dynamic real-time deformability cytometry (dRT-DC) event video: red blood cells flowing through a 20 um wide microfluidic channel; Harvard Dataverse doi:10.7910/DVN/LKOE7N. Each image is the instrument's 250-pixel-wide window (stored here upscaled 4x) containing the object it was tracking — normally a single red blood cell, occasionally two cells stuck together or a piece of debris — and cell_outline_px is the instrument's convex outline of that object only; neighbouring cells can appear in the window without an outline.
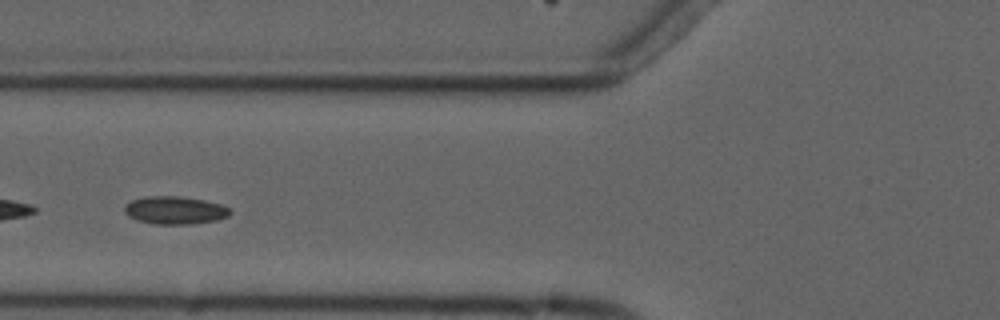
{"species": "common noctule bat (a hibernating species)", "species_latin": "Nyctalus noctula", "temperature_condition": "cold", "stored_images_in_passage": 6, "segment_of_instrument_passage": [2, 2], "camera_frame_rate_fps": 3000, "um_per_image_px": 0.085, "animal": {"sex": "male", "forearm_length_mm": 52.5}, "frame": {"image": 1, "passage_image": 5, "time_ms": 4.667, "image_size_px": [1000, 320], "cell_outline_px": [[232, 212], [228, 216], [216, 220], [192, 224], [152, 224], [136, 220], [128, 216], [124, 212], [124, 204], [132, 200], [144, 196], [176, 196], [204, 200], [220, 204], [228, 208]], "centroid_in_image_um": [14.82, 17.87], "position_along_channel_um": 111.0, "area_um2": 17.22}}
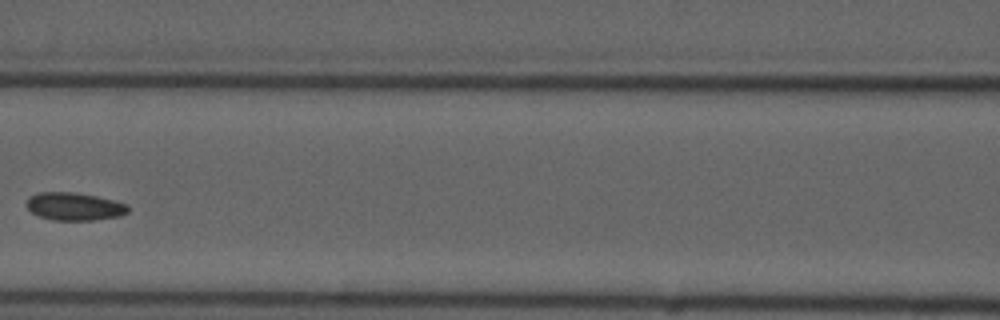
{"frame": {"image": 2, "passage_image": 6, "time_ms": 6.0, "image_size_px": [1000, 320], "cell_outline_px": [[128, 212], [120, 216], [96, 220], [52, 220], [40, 216], [32, 212], [28, 208], [28, 196], [40, 192], [72, 192], [96, 196], [128, 204]], "centroid_in_image_um": [6.34, 17.55], "position_along_channel_um": 160.3, "area_um2": 16.36}}